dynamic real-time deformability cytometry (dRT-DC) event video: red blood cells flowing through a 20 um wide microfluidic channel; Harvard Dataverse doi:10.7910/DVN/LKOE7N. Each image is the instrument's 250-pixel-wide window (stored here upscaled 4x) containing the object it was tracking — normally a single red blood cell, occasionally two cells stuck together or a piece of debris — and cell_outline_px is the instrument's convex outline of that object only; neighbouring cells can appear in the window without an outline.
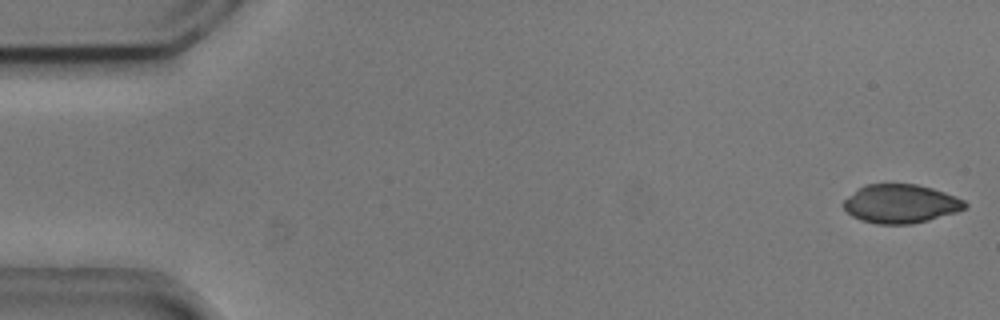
{"species": "common noctule bat (a hibernating species)", "species_latin": "Nyctalus noctula", "temperature_condition": "cold", "stored_images_in_passage": 5, "camera_frame_rate_fps": 3000, "um_per_image_px": 0.085, "animal": {"sex": "male", "body_mass_g": 20.5, "forearm_length_mm": 52.5}, "frame": {"image": 1, "passage_image": 1, "time_ms": 0.0, "image_size_px": [1000, 320], "cell_outline_px": [[968, 208], [956, 212], [928, 220], [912, 224], [876, 224], [860, 220], [852, 216], [844, 208], [844, 200], [856, 188], [864, 184], [916, 184], [932, 188], [956, 196], [964, 200], [968, 204]], "centroid_in_image_um": [76.56, 17.31], "position_along_channel_um": 8.4, "area_um2": 27.57}}